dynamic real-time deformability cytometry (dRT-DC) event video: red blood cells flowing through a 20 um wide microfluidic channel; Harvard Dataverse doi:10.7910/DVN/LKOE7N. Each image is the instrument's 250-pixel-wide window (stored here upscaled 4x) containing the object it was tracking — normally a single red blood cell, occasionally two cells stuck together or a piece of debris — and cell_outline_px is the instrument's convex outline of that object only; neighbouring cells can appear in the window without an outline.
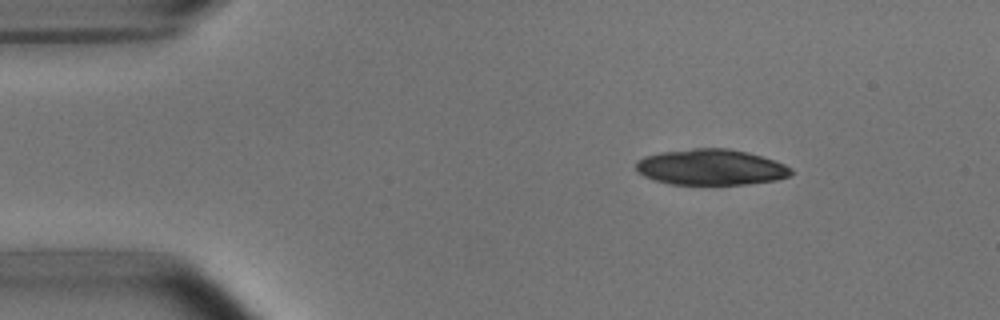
{"species": "common noctule bat (a hibernating species)", "species_latin": "Nyctalus noctula", "temperature_condition": "room temperature", "stored_images_in_passage": 2, "camera_frame_rate_fps": 3000, "um_per_image_px": 0.085, "animal": {"sex": "male", "body_mass_g": 15.6}, "frame": {"image": 1, "passage_image": 1, "time_ms": 0.0, "image_size_px": [1000, 320], "cell_outline_px": [[792, 176], [776, 180], [744, 184], [668, 184], [644, 176], [636, 172], [636, 160], [644, 156], [660, 152], [692, 148], [728, 148], [748, 152], [784, 164], [792, 168]], "centroid_in_image_um": [60.4, 14.2], "position_along_channel_um": 24.6, "area_um2": 32.48}}